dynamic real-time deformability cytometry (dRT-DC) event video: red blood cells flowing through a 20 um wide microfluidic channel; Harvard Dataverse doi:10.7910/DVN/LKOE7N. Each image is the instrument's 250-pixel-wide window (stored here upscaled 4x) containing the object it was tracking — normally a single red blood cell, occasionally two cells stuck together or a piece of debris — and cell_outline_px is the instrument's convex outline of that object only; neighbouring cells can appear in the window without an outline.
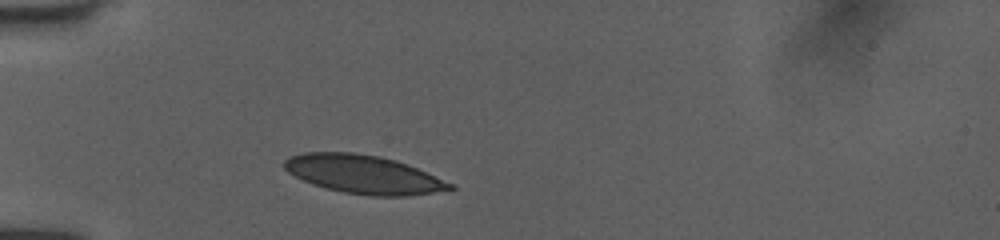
{"species": "human", "species_latin": "Homo sapiens", "temperature_condition": "room temperature", "stored_images_in_passage": 32, "camera_frame_rate_fps": 3000, "um_per_image_px": 0.085, "donor": {"sex": "female"}, "frame": {"image": 1, "passage_image": 1, "time_ms": 0.0, "image_size_px": [1000, 240], "cell_outline_px": [[456, 188], [452, 192], [404, 196], [372, 196], [344, 192], [312, 184], [288, 172], [284, 168], [284, 160], [292, 156], [304, 152], [352, 152], [380, 156], [396, 160], [408, 164], [452, 184]], "centroid_in_image_um": [30.97, 14.83], "position_along_channel_um": 54.0, "area_um2": 37.22}}
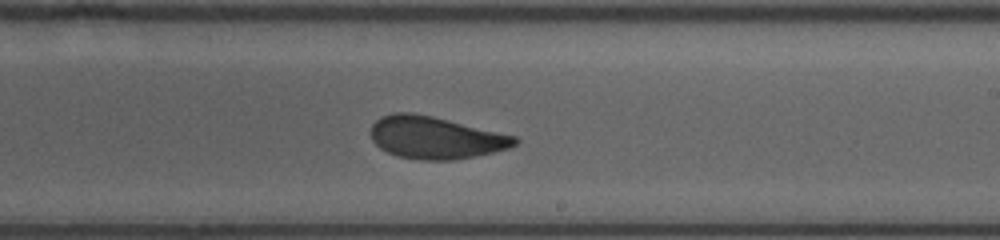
{"frame": {"image": 2, "passage_image": 17, "time_ms": 5.333, "image_size_px": [1000, 240], "cell_outline_px": [[520, 140], [516, 144], [508, 148], [492, 152], [456, 160], [420, 160], [396, 156], [380, 148], [372, 140], [372, 124], [380, 116], [392, 112], [412, 112], [432, 116], [516, 136]], "centroid_in_image_um": [36.99, 11.69], "position_along_channel_um": 252.0, "area_um2": 35.43}}
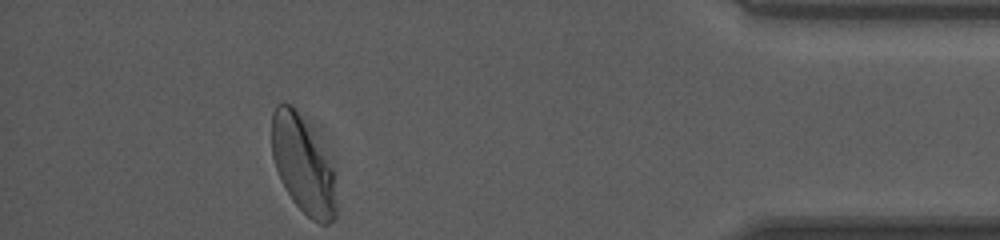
{"frame": {"image": 3, "passage_image": 32, "time_ms": 10.333, "image_size_px": [1000, 240], "cell_outline_px": [[336, 216], [328, 224], [320, 224], [312, 220], [292, 200], [284, 188], [280, 180], [272, 156], [272, 112], [276, 104], [292, 104], [332, 168], [336, 204]], "centroid_in_image_um": [25.7, 14.08], "position_along_channel_um": 409.5, "area_um2": 35.26}, "authors_computed_cell_mechanics": {"area_um2": 35.8938, "velocity_mm_per_s": 4.014, "shape_relaxation_time_tau1_ms": 3.669, "shape_relaxation_time_tau2_ms": 1.0104, "deformation_change_tau1": 0.1261, "deformation_change_tau2": 0.0502}}